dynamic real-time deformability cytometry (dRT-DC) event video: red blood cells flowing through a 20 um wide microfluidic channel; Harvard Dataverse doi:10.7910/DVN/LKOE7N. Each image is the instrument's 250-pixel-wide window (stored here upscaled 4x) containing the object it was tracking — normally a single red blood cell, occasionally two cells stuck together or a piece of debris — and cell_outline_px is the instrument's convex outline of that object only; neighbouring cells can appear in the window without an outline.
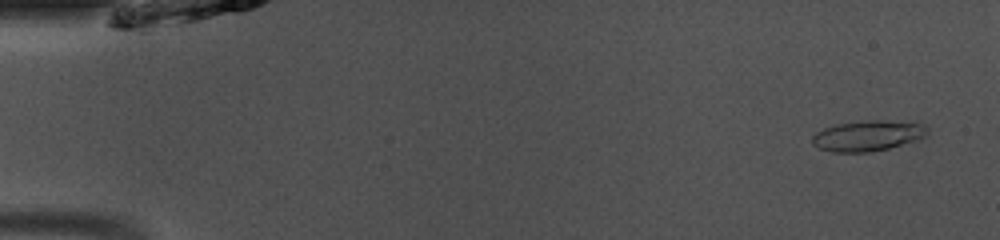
{"species": "common noctule bat (a hibernating species)", "species_latin": "Nyctalus noctula", "temperature_condition": "room temperature", "stored_images_in_passage": 48, "camera_frame_rate_fps": 3000, "um_per_image_px": 0.085, "animal": {"sex": "male", "body_mass_g": 13.0, "forearm_length_mm": 53.1}, "frame": {"image": 1, "passage_image": 2, "time_ms": 0.333, "image_size_px": [1000, 240], "cell_outline_px": [[928, 132], [924, 136], [916, 140], [888, 148], [872, 152], [832, 152], [820, 148], [812, 144], [812, 136], [816, 132], [824, 128], [836, 124], [868, 120], [880, 120], [924, 124], [928, 128]], "centroid_in_image_um": [73.73, 11.54], "position_along_channel_um": 11.3, "area_um2": 20.35}}
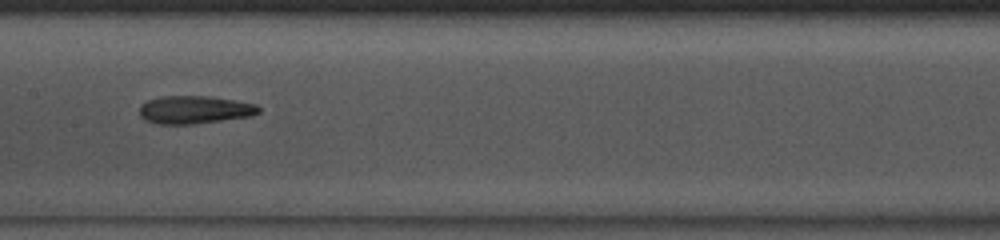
{"frame": {"image": 2, "passage_image": 24, "time_ms": 7.667, "image_size_px": [1000, 240], "cell_outline_px": [[260, 112], [252, 116], [192, 124], [156, 124], [144, 120], [140, 116], [140, 104], [148, 100], [160, 96], [208, 96], [236, 100], [256, 104], [260, 108]], "centroid_in_image_um": [16.52, 9.32], "position_along_channel_um": 190.9, "area_um2": 19.54}}
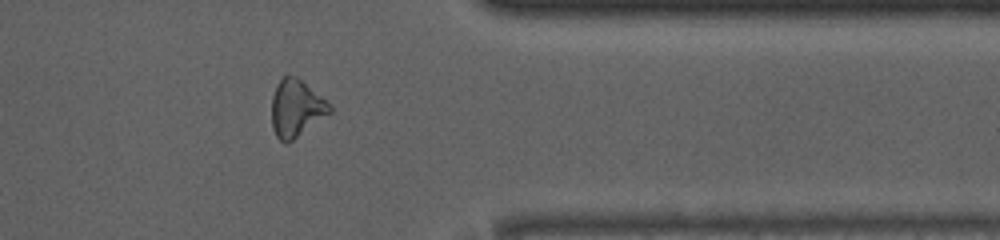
{"frame": {"image": 3, "passage_image": 39, "time_ms": 12.667, "image_size_px": [1000, 240], "cell_outline_px": [[332, 112], [288, 144], [284, 144], [276, 136], [272, 128], [272, 96], [276, 84], [288, 72], [296, 76], [324, 100], [332, 108]], "centroid_in_image_um": [25.14, 9.23], "position_along_channel_um": 386.3, "area_um2": 19.31}, "authors_computed_cell_mechanics": {"area_um2": 19.4786, "velocity_mm_per_s": 4.1017, "shape_relaxation_time_tau1_ms": null, "shape_relaxation_time_tau2_ms": 2.5032, "deformation_change_tau1": null, "deformation_change_tau2": 0.1289}}